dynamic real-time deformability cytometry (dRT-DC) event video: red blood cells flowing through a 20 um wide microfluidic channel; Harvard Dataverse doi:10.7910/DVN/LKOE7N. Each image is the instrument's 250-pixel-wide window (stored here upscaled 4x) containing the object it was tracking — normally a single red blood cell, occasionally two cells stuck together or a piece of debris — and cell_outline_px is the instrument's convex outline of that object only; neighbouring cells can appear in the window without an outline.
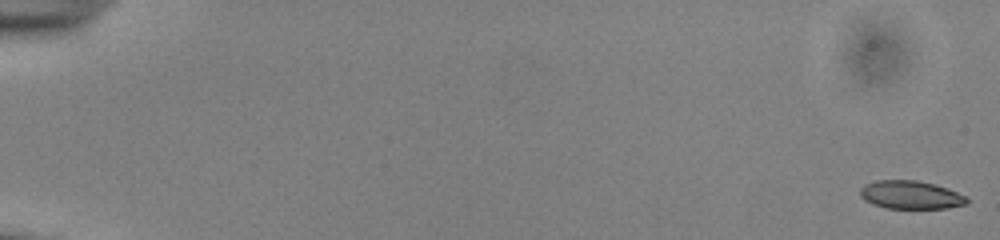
{"species": "common noctule bat (a hibernating species)", "species_latin": "Nyctalus noctula", "temperature_condition": "cold", "stored_images_in_passage": 54, "camera_frame_rate_fps": 3000, "um_per_image_px": 0.085, "animal": {"sex": "male", "body_mass_g": 13.0, "forearm_length_mm": 53.1}, "frame": {"image": 1, "passage_image": 1, "time_ms": 0.0, "image_size_px": [1000, 240], "cell_outline_px": [[968, 204], [948, 208], [884, 208], [872, 204], [864, 200], [860, 196], [860, 188], [864, 184], [876, 180], [916, 180], [948, 188], [964, 196], [968, 200]], "centroid_in_image_um": [77.37, 16.57], "position_along_channel_um": 7.6, "area_um2": 17.57}}
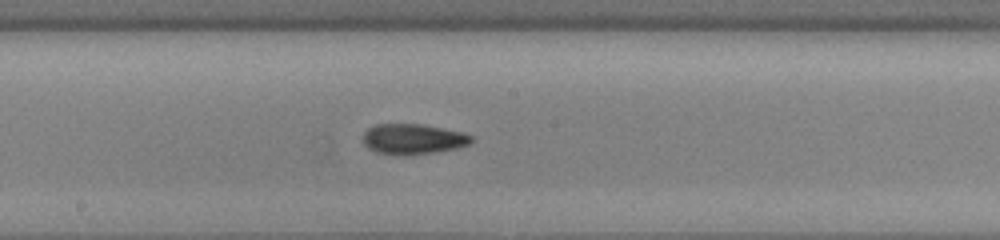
{"frame": {"image": 2, "passage_image": 31, "time_ms": 10.0, "image_size_px": [1000, 240], "cell_outline_px": [[472, 140], [468, 144], [456, 148], [436, 152], [404, 156], [376, 152], [368, 148], [364, 144], [364, 132], [368, 128], [376, 124], [420, 124], [460, 132], [472, 136]], "centroid_in_image_um": [35.06, 11.83], "position_along_channel_um": 213.1, "area_um2": 19.02}}
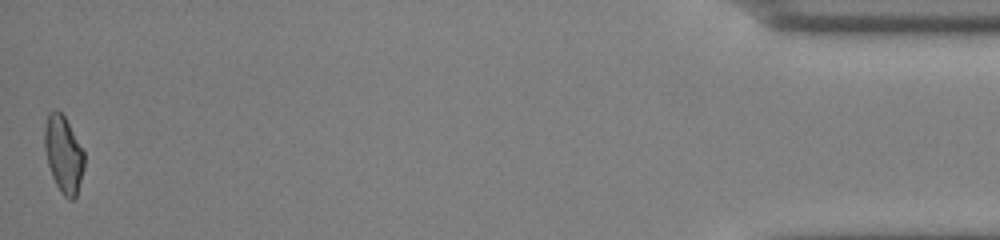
{"frame": {"image": 3, "passage_image": 54, "time_ms": 17.667, "image_size_px": [1000, 240], "cell_outline_px": [[84, 168], [76, 196], [72, 200], [68, 200], [60, 192], [52, 176], [48, 164], [44, 148], [44, 124], [48, 112], [60, 112], [64, 116], [84, 152]], "centroid_in_image_um": [5.38, 13.14], "position_along_channel_um": 429.8, "area_um2": 17.63}, "authors_computed_cell_mechanics": {"area_um2": 18.2937, "velocity_mm_per_s": 3.9192, "shape_relaxation_time_tau1_ms": 4.401, "shape_relaxation_time_tau2_ms": 2.8266, "deformation_change_tau1": 0.1278, "deformation_change_tau2": 0.0907}}